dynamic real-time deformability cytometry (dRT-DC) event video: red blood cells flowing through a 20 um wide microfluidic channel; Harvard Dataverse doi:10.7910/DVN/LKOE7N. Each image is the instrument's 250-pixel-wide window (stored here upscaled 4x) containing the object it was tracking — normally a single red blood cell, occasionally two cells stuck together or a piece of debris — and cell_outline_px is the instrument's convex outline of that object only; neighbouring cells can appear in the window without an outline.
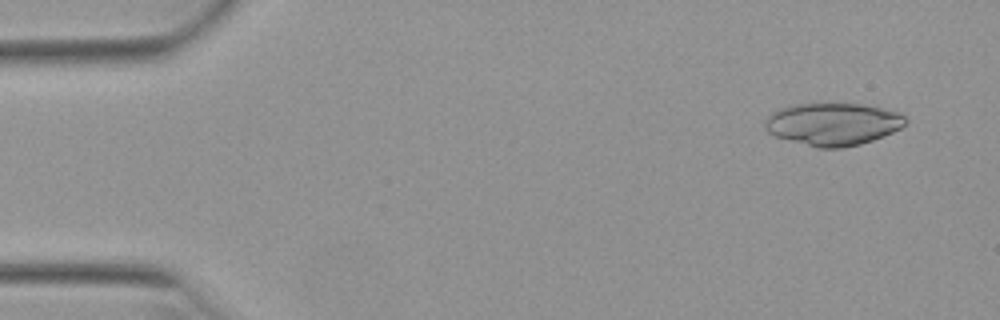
{"species": "Egyptian fruit bat (a non-hibernating species)", "species_latin": "Rousettus aegyptiacus", "temperature_condition": "warm", "stored_images_in_passage": 50, "camera_frame_rate_fps": 3000, "um_per_image_px": 0.085, "animal": {"sex": "female"}, "frame": {"image": 1, "passage_image": 3, "time_ms": 0.667, "image_size_px": [1000, 320], "cell_outline_px": [[908, 120], [900, 128], [892, 132], [872, 140], [860, 144], [840, 148], [820, 148], [776, 136], [768, 132], [764, 128], [764, 120], [772, 112], [780, 108], [796, 104], [860, 104], [880, 108], [896, 112], [904, 116]], "centroid_in_image_um": [70.77, 10.55], "position_along_channel_um": 14.2, "area_um2": 34.33}}